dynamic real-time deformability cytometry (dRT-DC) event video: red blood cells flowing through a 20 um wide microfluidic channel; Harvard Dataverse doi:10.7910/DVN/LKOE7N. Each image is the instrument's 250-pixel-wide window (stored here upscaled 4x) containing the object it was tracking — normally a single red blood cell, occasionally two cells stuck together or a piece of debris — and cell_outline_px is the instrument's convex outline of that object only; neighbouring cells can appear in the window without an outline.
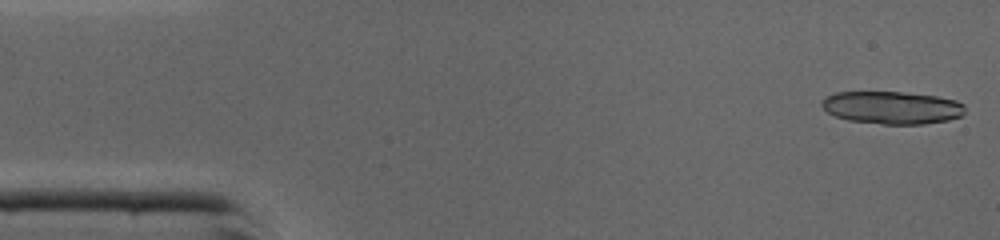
{"species": "common noctule bat (a hibernating species)", "species_latin": "Nyctalus noctula", "temperature_condition": "cold", "stored_images_in_passage": 45, "segment_of_instrument_passage": [1, 2], "camera_frame_rate_fps": 3000, "um_per_image_px": 0.085, "animal": {"sex": "male", "body_mass_g": 19.0, "forearm_length_mm": 50.8}, "frame": {"image": 1, "passage_image": 1, "time_ms": 0.0, "image_size_px": [1000, 240], "cell_outline_px": [[964, 112], [960, 116], [948, 120], [924, 124], [884, 124], [848, 120], [836, 116], [828, 112], [820, 104], [828, 96], [836, 92], [900, 92], [936, 96], [956, 100], [964, 104]], "centroid_in_image_um": [75.84, 9.15], "position_along_channel_um": 9.2, "area_um2": 27.05}}